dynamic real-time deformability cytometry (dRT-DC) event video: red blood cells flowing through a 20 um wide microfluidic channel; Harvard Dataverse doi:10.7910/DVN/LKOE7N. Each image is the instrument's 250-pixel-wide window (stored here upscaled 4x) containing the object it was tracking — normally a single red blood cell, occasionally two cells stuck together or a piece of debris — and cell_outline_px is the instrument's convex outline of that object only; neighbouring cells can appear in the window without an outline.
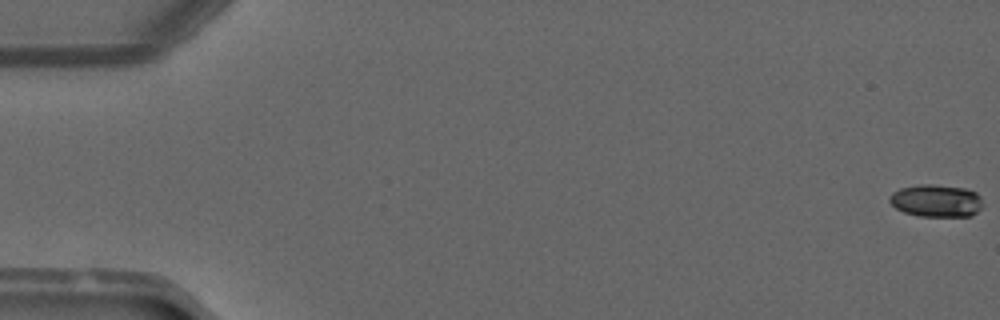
{"species": "common noctule bat (a hibernating species)", "species_latin": "Nyctalus noctula", "temperature_condition": "warm", "stored_images_in_passage": 51, "camera_frame_rate_fps": 3000, "um_per_image_px": 0.085, "animal": {"sex": "male", "forearm_length_mm": 52.5}, "frame": {"image": 1, "passage_image": 1, "time_ms": 0.0, "image_size_px": [1000, 320], "cell_outline_px": [[984, 204], [972, 216], [916, 216], [904, 212], [896, 208], [888, 200], [888, 196], [892, 192], [900, 188], [920, 184], [932, 184], [964, 188], [976, 192], [980, 196]], "centroid_in_image_um": [79.57, 17.06], "position_along_channel_um": 5.4, "area_um2": 17.8}}
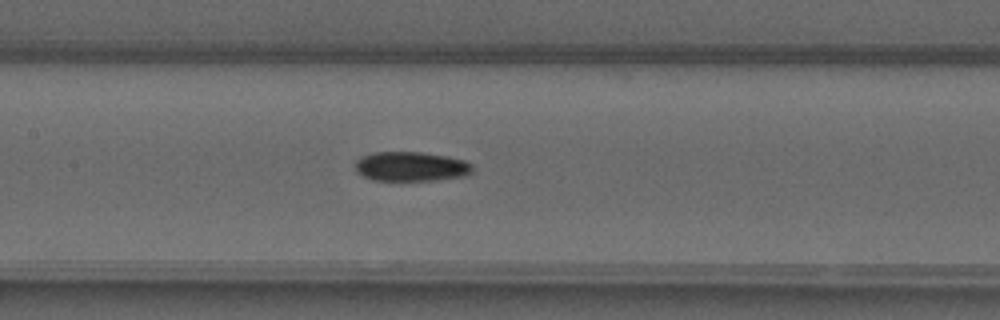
{"frame": {"image": 2, "passage_image": 25, "time_ms": 8.0, "image_size_px": [1000, 320], "cell_outline_px": [[472, 172], [464, 176], [436, 180], [372, 180], [356, 172], [356, 160], [360, 156], [372, 152], [420, 152], [448, 156], [464, 160], [472, 164]], "centroid_in_image_um": [34.92, 14.14], "position_along_channel_um": 172.5, "area_um2": 20.23}}
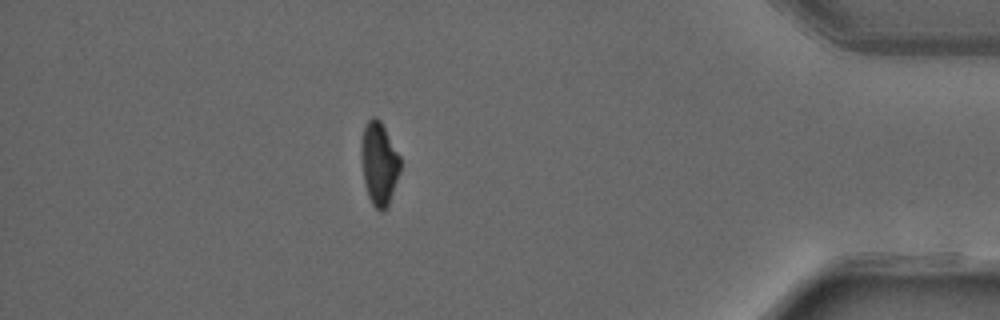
{"frame": {"image": 3, "passage_image": 45, "time_ms": 14.667, "image_size_px": [1000, 320], "cell_outline_px": [[400, 172], [388, 208], [384, 212], [380, 212], [372, 204], [368, 196], [364, 184], [360, 156], [360, 144], [364, 128], [368, 120], [372, 116], [376, 116], [380, 120], [400, 156]], "centroid_in_image_um": [32.21, 13.93], "position_along_channel_um": 403.0, "area_um2": 19.25}, "authors_computed_cell_mechanics": {"area_um2": 19.5364, "velocity_mm_per_s": 4.1243, "shape_relaxation_time_tau1_ms": 6.4798, "shape_relaxation_time_tau2_ms": 4.3456, "deformation_change_tau1": 0.2089, "deformation_change_tau2": 0.0923}}